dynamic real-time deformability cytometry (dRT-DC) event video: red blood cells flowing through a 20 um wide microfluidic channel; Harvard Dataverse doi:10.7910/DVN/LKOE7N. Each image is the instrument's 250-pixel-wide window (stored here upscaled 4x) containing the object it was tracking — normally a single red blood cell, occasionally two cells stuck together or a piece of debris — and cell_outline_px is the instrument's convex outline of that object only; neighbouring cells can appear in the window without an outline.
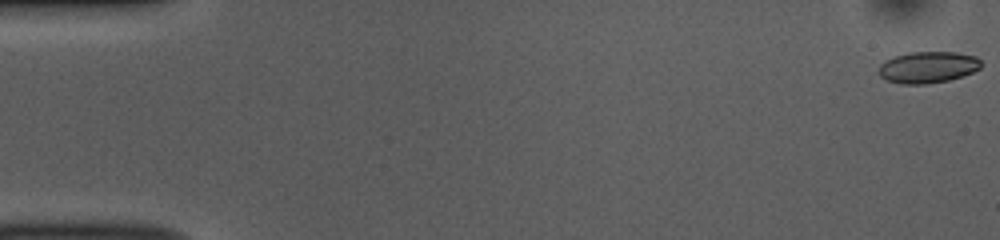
{"species": "common noctule bat (a hibernating species)", "species_latin": "Nyctalus noctula", "temperature_condition": "room temperature", "stored_images_in_passage": 52, "camera_frame_rate_fps": 3000, "um_per_image_px": 0.085, "animal": {"sex": "female", "body_mass_g": 10.0, "forearm_length_mm": 53.1}, "frame": {"image": 1, "passage_image": 1, "time_ms": 0.0, "image_size_px": [1000, 240], "cell_outline_px": [[980, 68], [972, 72], [948, 80], [928, 84], [900, 84], [888, 80], [880, 76], [880, 64], [884, 60], [908, 52], [956, 52], [976, 56], [980, 60]], "centroid_in_image_um": [78.86, 5.71], "position_along_channel_um": 6.1, "area_um2": 18.67}}
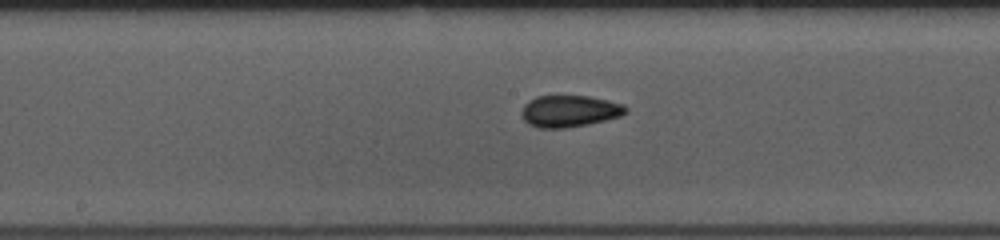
{"frame": {"image": 2, "passage_image": 27, "time_ms": 8.667, "image_size_px": [1000, 240], "cell_outline_px": [[628, 112], [620, 116], [588, 124], [564, 128], [540, 128], [528, 124], [524, 120], [520, 112], [524, 104], [536, 96], [588, 96], [608, 100], [624, 104], [628, 108]], "centroid_in_image_um": [48.4, 9.44], "position_along_channel_um": 199.8, "area_um2": 19.31}}
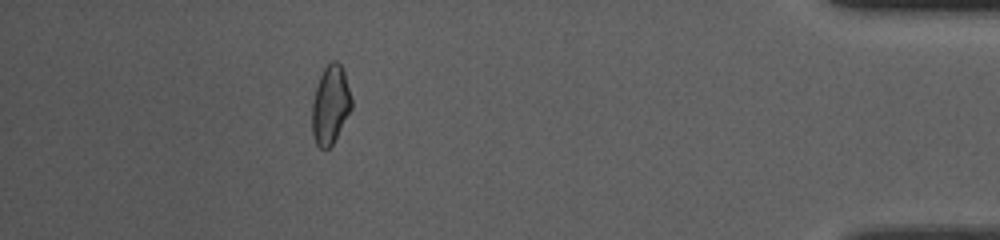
{"frame": {"image": 3, "passage_image": 47, "time_ms": 15.333, "image_size_px": [1000, 240], "cell_outline_px": [[352, 108], [332, 144], [328, 148], [320, 148], [316, 144], [312, 132], [312, 100], [320, 76], [328, 60], [336, 60], [340, 64], [344, 72], [352, 100]], "centroid_in_image_um": [28.07, 8.88], "position_along_channel_um": 407.1, "area_um2": 17.98}, "authors_computed_cell_mechanics": {"area_um2": 18.5538, "velocity_mm_per_s": 3.8753, "shape_relaxation_time_tau1_ms": null, "shape_relaxation_time_tau2_ms": 1.6916, "deformation_change_tau1": null, "deformation_change_tau2": 0.0527}}